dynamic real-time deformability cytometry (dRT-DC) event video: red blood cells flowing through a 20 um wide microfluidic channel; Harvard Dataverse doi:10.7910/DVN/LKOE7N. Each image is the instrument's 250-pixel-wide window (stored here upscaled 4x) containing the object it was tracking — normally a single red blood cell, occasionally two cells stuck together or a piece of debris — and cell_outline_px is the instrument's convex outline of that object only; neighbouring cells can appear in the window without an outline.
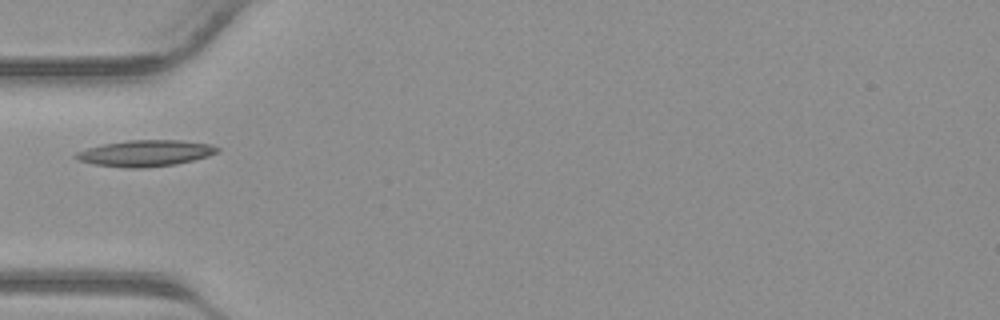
{"species": "common noctule bat (a hibernating species)", "species_latin": "Nyctalus noctula", "temperature_condition": "warm", "stored_images_in_passage": 27, "camera_frame_rate_fps": 3000, "um_per_image_px": 0.085, "animal": {"sex": "male", "body_mass_g": 23.1, "forearm_length_mm": 52.7}, "frame": {"image": 1, "passage_image": 1, "time_ms": 0.0, "image_size_px": [1000, 320], "cell_outline_px": [[220, 148], [216, 152], [208, 156], [176, 164], [140, 168], [124, 168], [92, 164], [80, 160], [72, 156], [76, 152], [88, 148], [104, 144], [128, 140], [180, 140], [212, 144]], "centroid_in_image_um": [12.35, 13.02], "position_along_channel_um": 72.7, "area_um2": 21.56}}
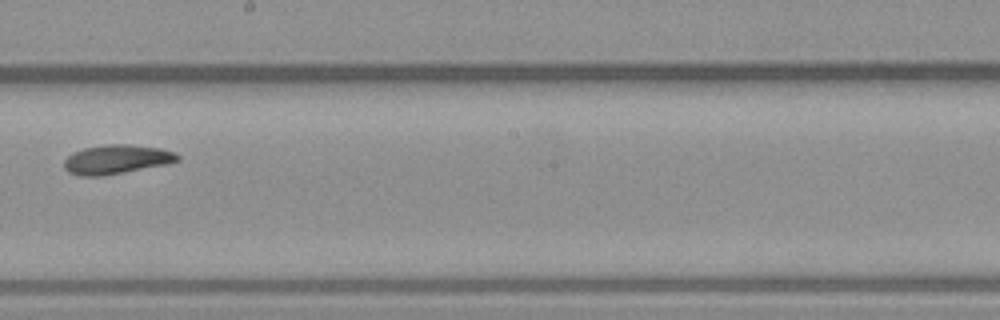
{"frame": {"image": 2, "passage_image": 11, "time_ms": 3.333, "image_size_px": [1000, 320], "cell_outline_px": [[180, 160], [168, 164], [124, 172], [100, 176], [80, 176], [68, 172], [64, 168], [64, 160], [72, 152], [84, 148], [108, 144], [128, 144], [160, 148], [176, 152], [180, 156]], "centroid_in_image_um": [9.92, 13.54], "position_along_channel_um": 238.3, "area_um2": 19.36}}
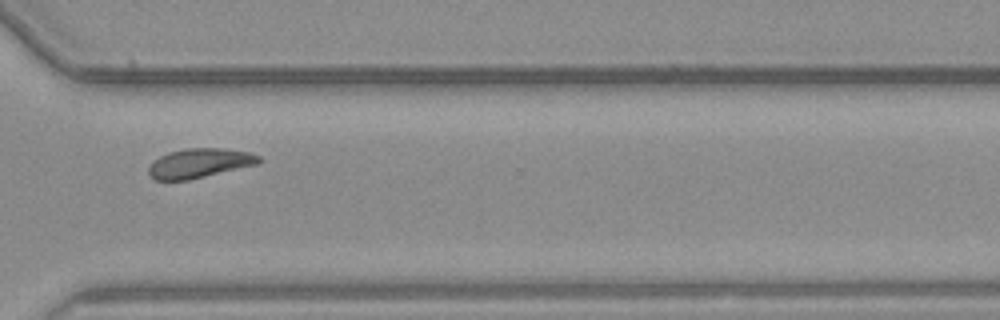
{"frame": {"image": 3, "passage_image": 18, "time_ms": 5.667, "image_size_px": [1000, 320], "cell_outline_px": [[260, 164], [188, 180], [152, 180], [148, 172], [148, 168], [152, 160], [168, 152], [184, 148], [224, 148], [252, 152], [260, 156]], "centroid_in_image_um": [16.96, 13.86], "position_along_channel_um": 353.6, "area_um2": 19.25}}